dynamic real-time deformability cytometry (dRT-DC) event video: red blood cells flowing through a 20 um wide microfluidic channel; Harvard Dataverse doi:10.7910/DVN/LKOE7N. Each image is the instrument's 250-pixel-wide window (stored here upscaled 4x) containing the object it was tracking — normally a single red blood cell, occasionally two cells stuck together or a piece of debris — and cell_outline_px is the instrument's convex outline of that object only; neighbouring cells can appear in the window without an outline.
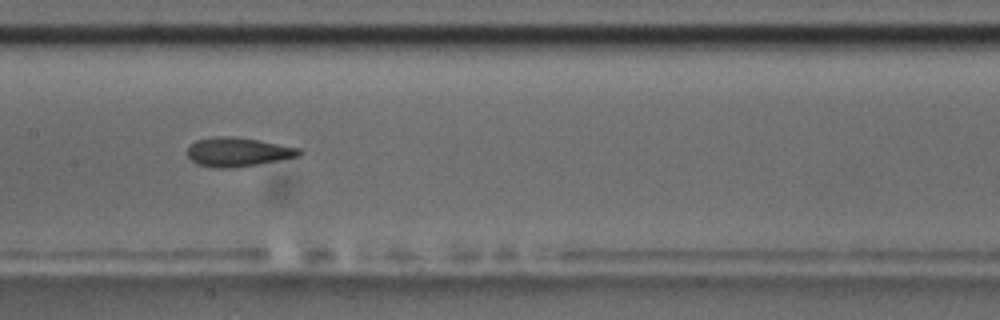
{"species": "common noctule bat (a hibernating species)", "species_latin": "Nyctalus noctula", "temperature_condition": "room temperature", "stored_images_in_passage": 7, "camera_frame_rate_fps": 3000, "um_per_image_px": 0.085, "animal": {"sex": "male", "body_mass_g": 17.5, "forearm_length_mm": 52.3}, "frame": {"image": 1, "passage_image": 7, "time_ms": 7.667, "image_size_px": [1000, 320], "cell_outline_px": [[304, 152], [300, 156], [256, 164], [228, 168], [216, 168], [196, 164], [188, 156], [188, 148], [196, 140], [212, 136], [232, 136], [256, 140], [300, 148]], "centroid_in_image_um": [20.21, 12.91], "position_along_channel_um": 187.2, "area_um2": 18.73}}